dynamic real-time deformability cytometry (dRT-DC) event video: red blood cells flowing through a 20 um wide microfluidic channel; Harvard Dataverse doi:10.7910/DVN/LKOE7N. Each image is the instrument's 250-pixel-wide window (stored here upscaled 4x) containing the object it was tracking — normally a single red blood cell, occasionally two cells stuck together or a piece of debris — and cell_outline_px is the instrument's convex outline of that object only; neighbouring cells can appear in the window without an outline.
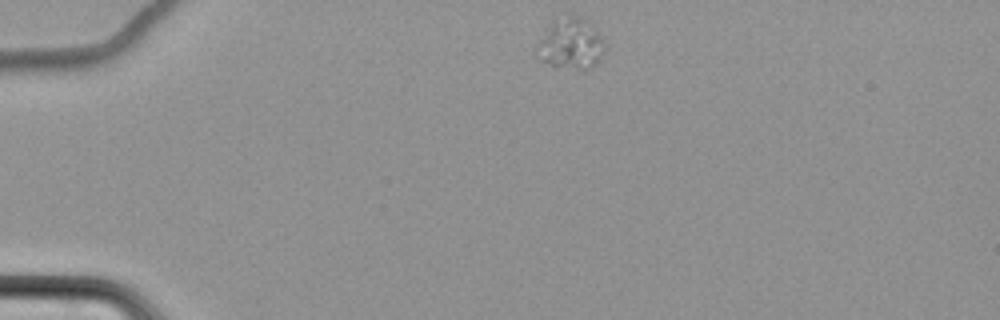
{"species": "common noctule bat (a hibernating species)", "species_latin": "Nyctalus noctula", "temperature_condition": "cold", "stored_images_in_passage": 3, "camera_frame_rate_fps": 3000, "um_per_image_px": 0.085, "animal": {"sex": "female", "body_mass_g": 22.7, "forearm_length_mm": 54.2}, "frame": {"image": 1, "passage_image": 1, "time_ms": 0.0, "image_size_px": [1000, 320], "cell_outline_px": [[604, 52], [600, 60], [596, 64], [588, 68], [576, 68], [552, 64], [540, 60], [536, 48], [536, 44], [552, 20], [568, 16], [580, 16], [592, 24], [600, 36], [604, 44]], "centroid_in_image_um": [48.52, 3.69], "position_along_channel_um": 36.5, "area_um2": 19.71}}
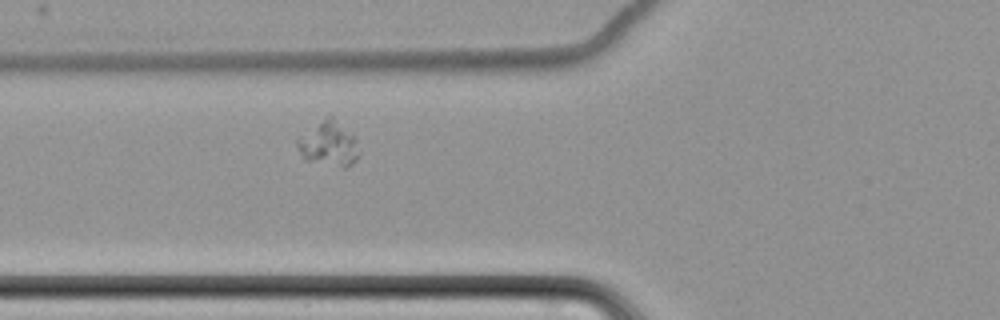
{"frame": {"image": 2, "passage_image": 3, "time_ms": 3.333, "image_size_px": [1000, 320], "cell_outline_px": [[360, 152], [356, 160], [348, 168], [344, 168], [304, 160], [296, 148], [296, 140], [300, 136], [328, 116], [332, 116], [356, 140]], "centroid_in_image_um": [27.92, 12.29], "position_along_channel_um": 97.9, "area_um2": 15.9}}